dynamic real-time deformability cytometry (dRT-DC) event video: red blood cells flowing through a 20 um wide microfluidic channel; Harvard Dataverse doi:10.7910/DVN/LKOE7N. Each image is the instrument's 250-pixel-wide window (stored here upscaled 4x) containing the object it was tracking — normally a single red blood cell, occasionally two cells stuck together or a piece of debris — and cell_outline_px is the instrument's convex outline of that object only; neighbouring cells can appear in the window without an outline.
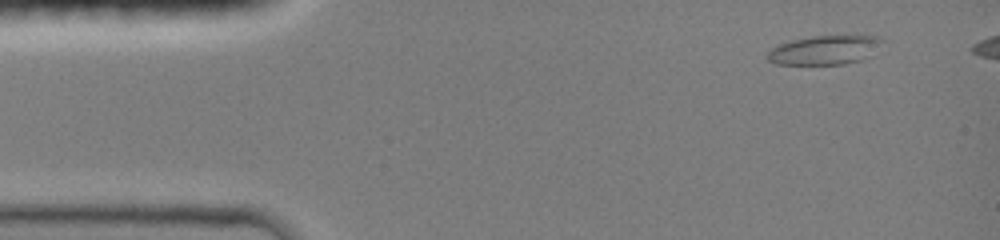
{"species": "common noctule bat (a hibernating species)", "species_latin": "Nyctalus noctula", "temperature_condition": "room temperature", "stored_images_in_passage": 11, "camera_frame_rate_fps": 3000, "um_per_image_px": 0.085, "animal": {"sex": "female", "body_mass_g": 19.0, "forearm_length_mm": 51.5}, "frame": {"image": 1, "passage_image": 2, "time_ms": 0.667, "image_size_px": [1000, 240], "cell_outline_px": [[888, 40], [864, 60], [844, 64], [776, 64], [768, 60], [768, 52], [772, 48], [780, 44], [792, 40], [812, 36], [880, 36]], "centroid_in_image_um": [70.17, 4.25], "position_along_channel_um": 14.8, "area_um2": 19.54}}
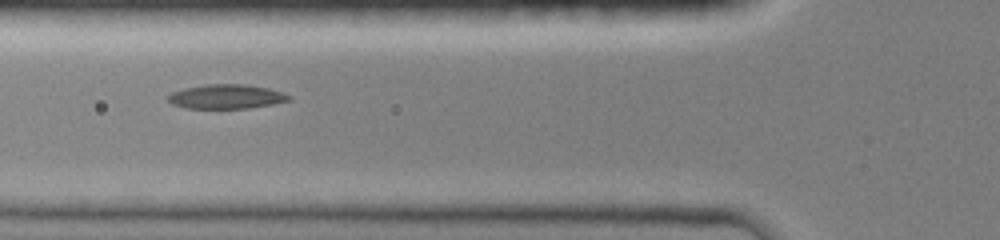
{"frame": {"image": 2, "passage_image": 10, "time_ms": 5.0, "image_size_px": [1000, 240], "cell_outline_px": [[292, 100], [272, 104], [248, 108], [188, 108], [172, 104], [168, 100], [168, 96], [172, 92], [184, 88], [204, 84], [244, 84], [268, 88], [284, 92], [292, 96]], "centroid_in_image_um": [19.27, 8.2], "position_along_channel_um": 106.5, "area_um2": 17.17}}